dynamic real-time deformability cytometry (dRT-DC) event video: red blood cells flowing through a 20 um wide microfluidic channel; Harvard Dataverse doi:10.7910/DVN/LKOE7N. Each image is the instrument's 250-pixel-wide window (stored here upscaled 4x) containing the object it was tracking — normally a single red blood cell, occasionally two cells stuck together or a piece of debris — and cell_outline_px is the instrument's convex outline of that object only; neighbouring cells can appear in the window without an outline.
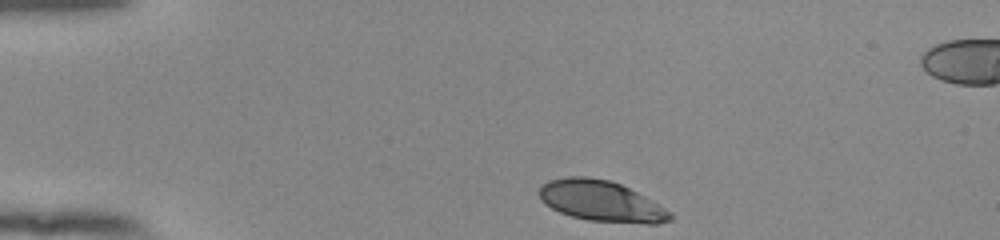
{"species": "human", "species_latin": "Homo sapiens", "temperature_condition": "room temperature", "stored_images_in_passage": 36, "camera_frame_rate_fps": 3000, "um_per_image_px": 0.085, "donor": {"sex": "female"}, "frame": {"image": 1, "passage_image": 1, "time_ms": 0.0, "image_size_px": [1000, 240], "cell_outline_px": [[672, 220], [656, 224], [648, 224], [588, 220], [572, 216], [560, 212], [544, 204], [540, 200], [540, 188], [548, 180], [568, 176], [588, 176], [608, 180], [620, 184], [644, 196], [672, 212]], "centroid_in_image_um": [51.1, 17.09], "position_along_channel_um": 33.9, "area_um2": 30.98}}
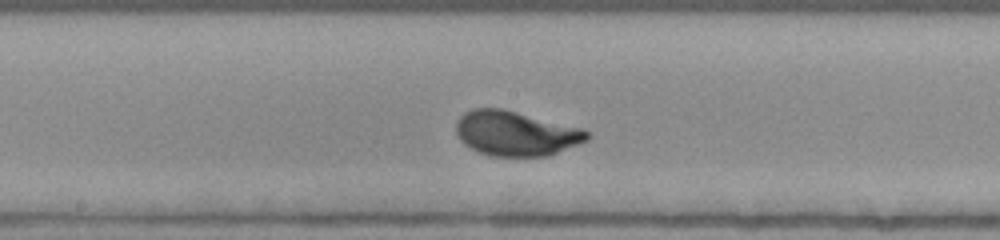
{"frame": {"image": 2, "passage_image": 19, "time_ms": 6.0, "image_size_px": [1000, 240], "cell_outline_px": [[592, 136], [588, 140], [548, 156], [492, 156], [480, 152], [464, 144], [460, 140], [456, 132], [456, 120], [464, 112], [472, 108], [504, 108], [580, 128], [588, 132]], "centroid_in_image_um": [43.82, 11.33], "position_along_channel_um": 204.4, "area_um2": 34.16}}
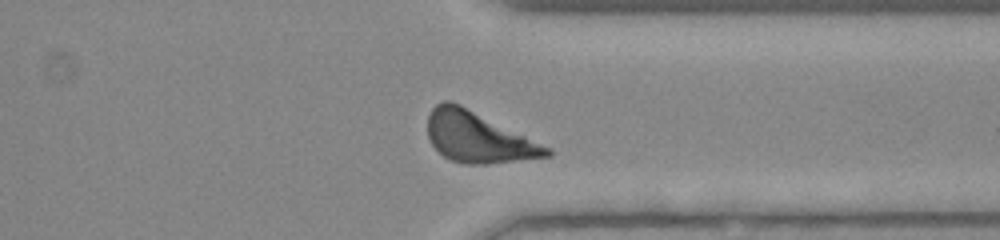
{"frame": {"image": 3, "passage_image": 32, "time_ms": 10.333, "image_size_px": [1000, 240], "cell_outline_px": [[552, 156], [488, 164], [464, 164], [452, 160], [444, 156], [432, 144], [428, 136], [428, 116], [432, 108], [436, 104], [444, 100], [448, 100], [460, 104], [552, 148]], "centroid_in_image_um": [40.66, 11.67], "position_along_channel_um": 370.7, "area_um2": 34.97}, "authors_computed_cell_mechanics": {"area_um2": 33.235, "velocity_mm_per_s": 3.8337, "shape_relaxation_time_tau1_ms": 2.36, "shape_relaxation_time_tau2_ms": null, "deformation_change_tau1": 0.1492, "deformation_change_tau2": null}}